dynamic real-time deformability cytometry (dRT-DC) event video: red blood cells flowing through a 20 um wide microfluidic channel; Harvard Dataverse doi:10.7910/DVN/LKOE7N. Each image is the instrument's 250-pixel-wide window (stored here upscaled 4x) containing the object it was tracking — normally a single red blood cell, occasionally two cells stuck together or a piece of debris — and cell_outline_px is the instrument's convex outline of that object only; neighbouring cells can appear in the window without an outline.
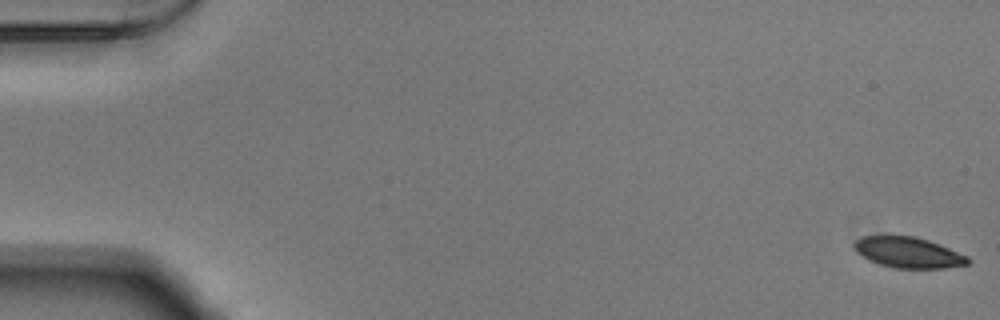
{"species": "Egyptian fruit bat (a non-hibernating species)", "species_latin": "Rousettus aegyptiacus", "temperature_condition": "warm", "stored_images_in_passage": 53, "camera_frame_rate_fps": 3000, "um_per_image_px": 0.085, "animal": {"sex": "male"}, "frame": {"image": 1, "passage_image": 1, "time_ms": 0.0, "image_size_px": [1000, 320], "cell_outline_px": [[972, 260], [968, 264], [944, 268], [896, 268], [880, 264], [868, 260], [856, 252], [856, 240], [860, 236], [916, 236], [928, 240], [968, 256]], "centroid_in_image_um": [77.22, 21.46], "position_along_channel_um": 7.8, "area_um2": 20.17}}
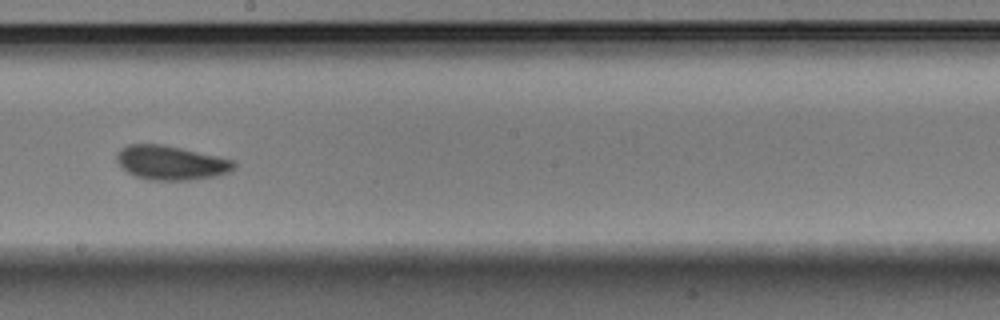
{"frame": {"image": 2, "passage_image": 31, "time_ms": 10.0, "image_size_px": [1000, 320], "cell_outline_px": [[236, 168], [228, 172], [216, 176], [196, 180], [152, 180], [136, 176], [128, 172], [116, 160], [116, 152], [120, 148], [128, 144], [164, 144], [236, 160]], "centroid_in_image_um": [14.56, 13.83], "position_along_channel_um": 233.6, "area_um2": 23.58}}
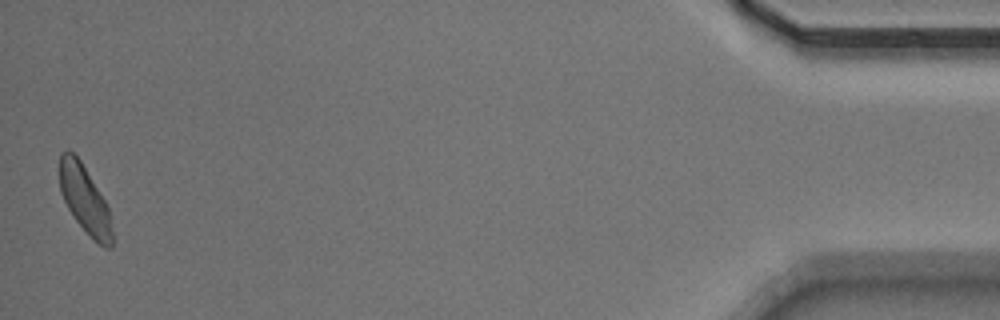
{"frame": {"image": 3, "passage_image": 53, "time_ms": 17.333, "image_size_px": [1000, 320], "cell_outline_px": [[112, 248], [104, 248], [76, 220], [68, 208], [60, 192], [60, 152], [68, 148], [80, 160], [104, 200], [108, 208], [112, 228]], "centroid_in_image_um": [7.19, 16.92], "position_along_channel_um": 428.0, "area_um2": 20.17}, "authors_computed_cell_mechanics": {"area_um2": 22.0796, "velocity_mm_per_s": 3.829, "shape_relaxation_time_tau1_ms": 2.3915, "shape_relaxation_time_tau2_ms": 2.7368, "deformation_change_tau1": 0.0924, "deformation_change_tau2": 0.071}}